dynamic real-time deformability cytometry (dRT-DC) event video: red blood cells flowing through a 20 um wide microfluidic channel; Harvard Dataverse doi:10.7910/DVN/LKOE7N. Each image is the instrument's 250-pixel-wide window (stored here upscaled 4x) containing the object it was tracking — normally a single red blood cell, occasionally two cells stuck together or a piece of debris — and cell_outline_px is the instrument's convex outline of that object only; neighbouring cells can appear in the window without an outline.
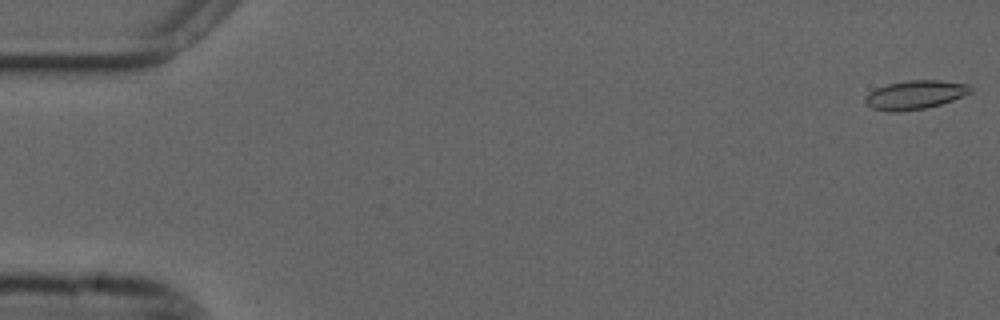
{"species": "common noctule bat (a hibernating species)", "species_latin": "Nyctalus noctula", "temperature_condition": "cold", "stored_images_in_passage": 55, "camera_frame_rate_fps": 3000, "um_per_image_px": 0.085, "animal": {"sex": "male", "forearm_length_mm": 52.5}, "frame": {"image": 1, "passage_image": 1, "time_ms": 0.0, "image_size_px": [1000, 320], "cell_outline_px": [[972, 92], [952, 100], [940, 104], [924, 108], [900, 112], [888, 112], [872, 108], [864, 104], [864, 96], [868, 92], [876, 88], [888, 84], [908, 80], [940, 80], [968, 84], [972, 88]], "centroid_in_image_um": [77.73, 8.06], "position_along_channel_um": 7.3, "area_um2": 17.8}}
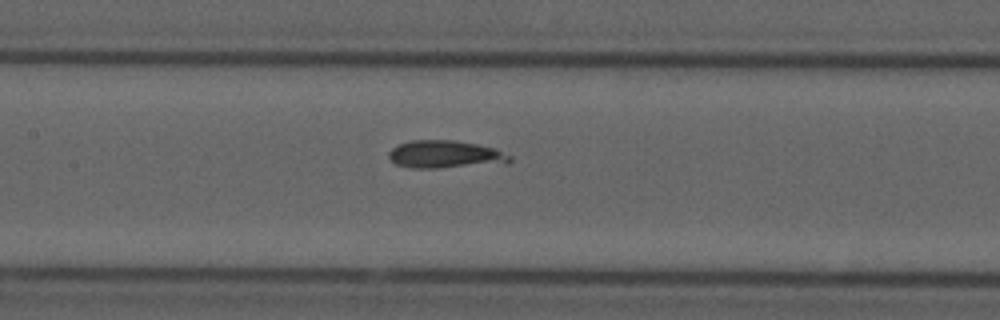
{"frame": {"image": 2, "passage_image": 26, "time_ms": 8.333, "image_size_px": [1000, 320], "cell_outline_px": [[512, 160], [508, 164], [436, 168], [412, 168], [396, 164], [388, 156], [388, 152], [392, 148], [400, 144], [412, 140], [452, 140], [476, 144], [496, 148], [512, 156]], "centroid_in_image_um": [37.92, 13.14], "position_along_channel_um": 169.5, "area_um2": 19.77}}
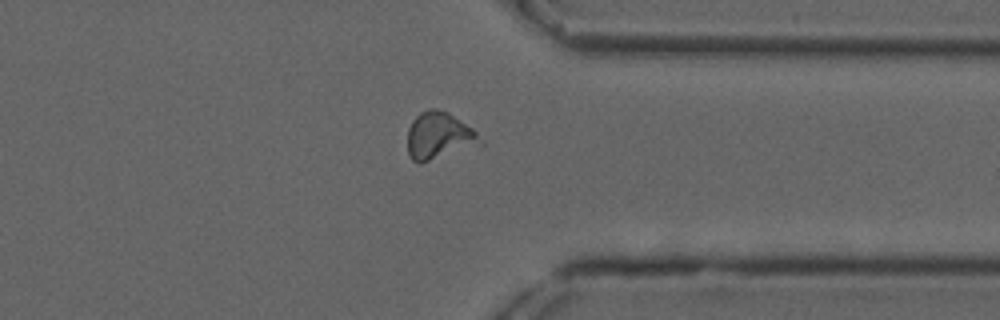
{"frame": {"image": 3, "passage_image": 43, "time_ms": 14.0, "image_size_px": [1000, 320], "cell_outline_px": [[484, 144], [420, 164], [412, 160], [408, 156], [408, 128], [412, 120], [420, 112], [428, 108], [436, 108], [448, 112], [472, 128], [476, 132]], "centroid_in_image_um": [37.3, 11.55], "position_along_channel_um": 374.1, "area_um2": 20.17}}